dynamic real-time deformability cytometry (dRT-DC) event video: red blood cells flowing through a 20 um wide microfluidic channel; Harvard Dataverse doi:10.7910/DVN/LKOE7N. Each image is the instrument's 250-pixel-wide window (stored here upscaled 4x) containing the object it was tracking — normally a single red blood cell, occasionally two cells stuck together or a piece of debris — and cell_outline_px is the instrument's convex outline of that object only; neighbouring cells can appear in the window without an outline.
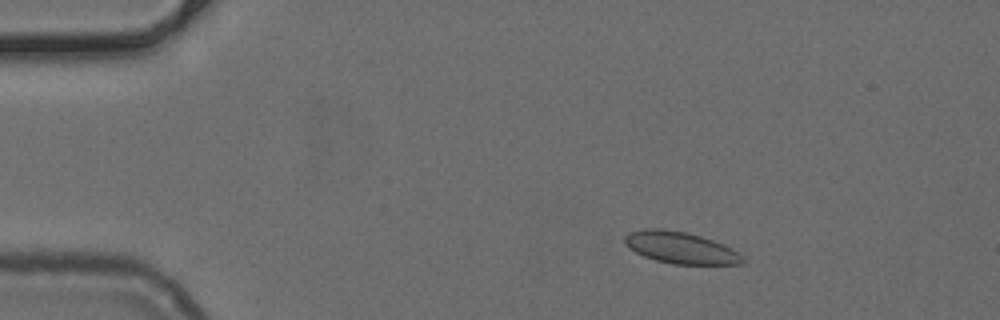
{"species": "common noctule bat (a hibernating species)", "species_latin": "Nyctalus noctula", "temperature_condition": "cold", "stored_images_in_passage": 47, "camera_frame_rate_fps": 3000, "um_per_image_px": 0.085, "animal": {"sex": "female", "body_mass_g": 24.6, "forearm_length_mm": 56.2}, "frame": {"image": 1, "passage_image": 4, "time_ms": 1.0, "image_size_px": [1000, 320], "cell_outline_px": [[744, 264], [672, 264], [656, 260], [644, 256], [628, 248], [624, 244], [624, 236], [628, 232], [644, 228], [660, 228], [684, 232], [700, 236], [712, 240], [732, 248], [744, 260]], "centroid_in_image_um": [57.78, 21.05], "position_along_channel_um": 27.2, "area_um2": 21.68}}
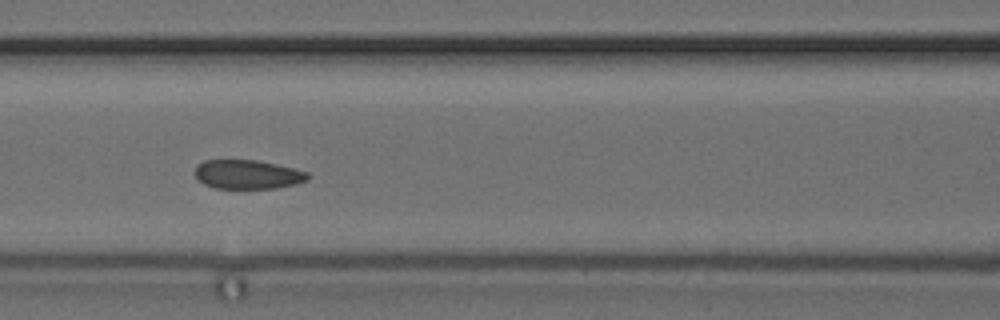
{"frame": {"image": 2, "passage_image": 18, "time_ms": 5.667, "image_size_px": [1000, 320], "cell_outline_px": [[312, 176], [308, 180], [296, 184], [276, 188], [216, 188], [204, 184], [196, 176], [196, 164], [204, 160], [256, 160], [276, 164], [308, 172]], "centroid_in_image_um": [21.08, 14.82], "position_along_channel_um": 145.5, "area_um2": 19.07}}
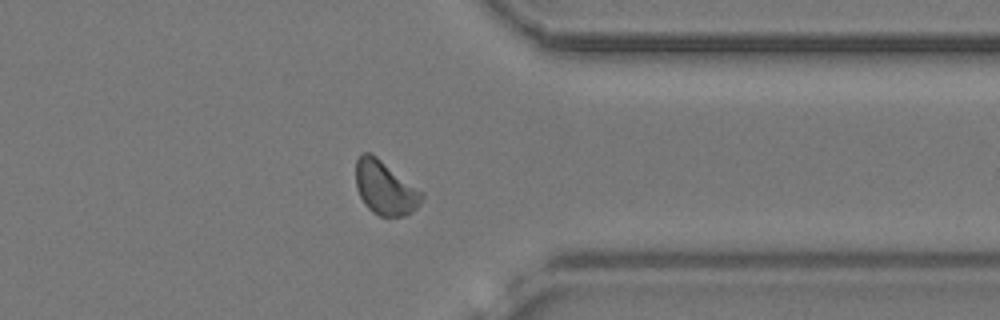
{"frame": {"image": 3, "passage_image": 36, "time_ms": 11.667, "image_size_px": [1000, 320], "cell_outline_px": [[424, 196], [420, 204], [416, 208], [404, 216], [380, 216], [372, 212], [364, 204], [356, 188], [356, 160], [360, 152], [368, 152], [376, 156], [424, 192]], "centroid_in_image_um": [32.73, 15.96], "position_along_channel_um": 378.7, "area_um2": 20.75}}